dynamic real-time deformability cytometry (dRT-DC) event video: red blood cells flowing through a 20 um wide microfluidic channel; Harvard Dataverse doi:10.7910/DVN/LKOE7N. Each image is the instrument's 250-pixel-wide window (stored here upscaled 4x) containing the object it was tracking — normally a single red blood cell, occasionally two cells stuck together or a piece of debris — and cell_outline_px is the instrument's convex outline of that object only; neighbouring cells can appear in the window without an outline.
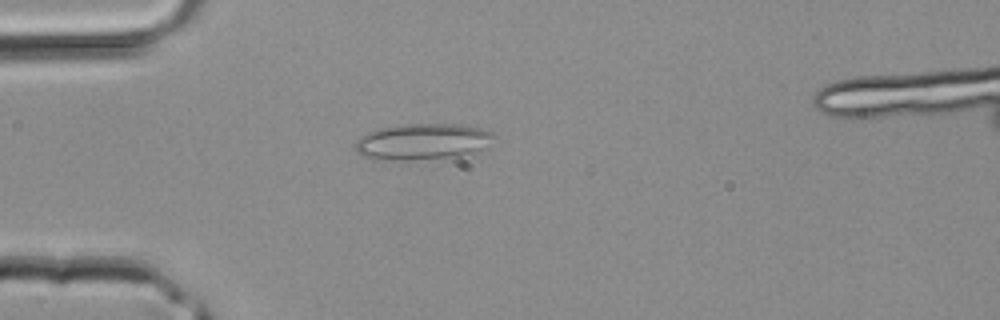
{"species": "common noctule bat (a hibernating species)", "species_latin": "Nyctalus noctula", "temperature_condition": "room temperature", "stored_images_in_passage": 34, "camera_frame_rate_fps": 3000, "um_per_image_px": 0.085, "animal": {"sex": "male", "body_mass_g": 20.4}, "frame": {"image": 1, "passage_image": 5, "time_ms": 1.333, "image_size_px": [1000, 320], "cell_outline_px": [[496, 136], [488, 148], [472, 156], [404, 160], [372, 160], [360, 156], [356, 152], [356, 140], [360, 136], [368, 132], [380, 128], [404, 124], [460, 124], [484, 128], [492, 132]], "centroid_in_image_um": [36.0, 12.06], "position_along_channel_um": 49.0, "area_um2": 30.29}}
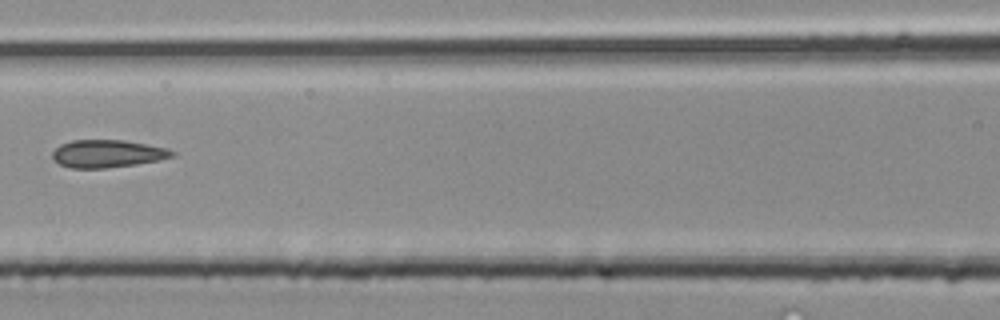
{"frame": {"image": 2, "passage_image": 12, "time_ms": 3.667, "image_size_px": [1000, 320], "cell_outline_px": [[176, 156], [160, 160], [136, 164], [104, 168], [72, 168], [60, 164], [52, 160], [52, 152], [60, 144], [72, 140], [124, 140], [168, 148], [176, 152]], "centroid_in_image_um": [9.15, 13.06], "position_along_channel_um": 157.5, "area_um2": 19.42}}
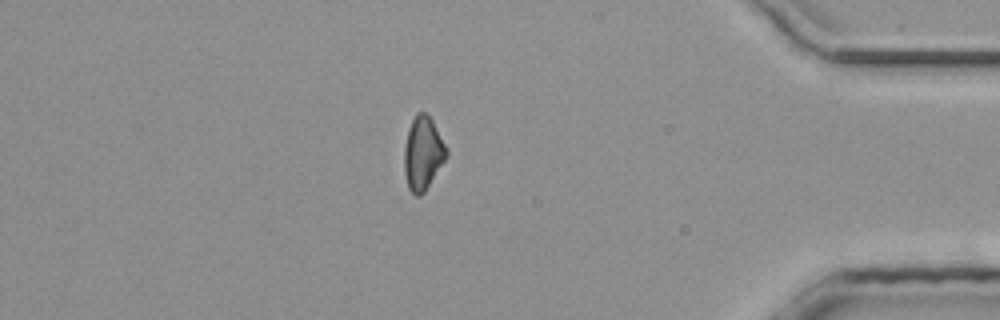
{"frame": {"image": 3, "passage_image": 28, "time_ms": 9.0, "image_size_px": [1000, 320], "cell_outline_px": [[448, 156], [424, 192], [420, 196], [416, 196], [408, 188], [404, 172], [404, 148], [408, 128], [416, 112], [424, 112], [432, 120], [448, 148]], "centroid_in_image_um": [35.95, 13.03], "position_along_channel_um": 399.3, "area_um2": 18.15}}